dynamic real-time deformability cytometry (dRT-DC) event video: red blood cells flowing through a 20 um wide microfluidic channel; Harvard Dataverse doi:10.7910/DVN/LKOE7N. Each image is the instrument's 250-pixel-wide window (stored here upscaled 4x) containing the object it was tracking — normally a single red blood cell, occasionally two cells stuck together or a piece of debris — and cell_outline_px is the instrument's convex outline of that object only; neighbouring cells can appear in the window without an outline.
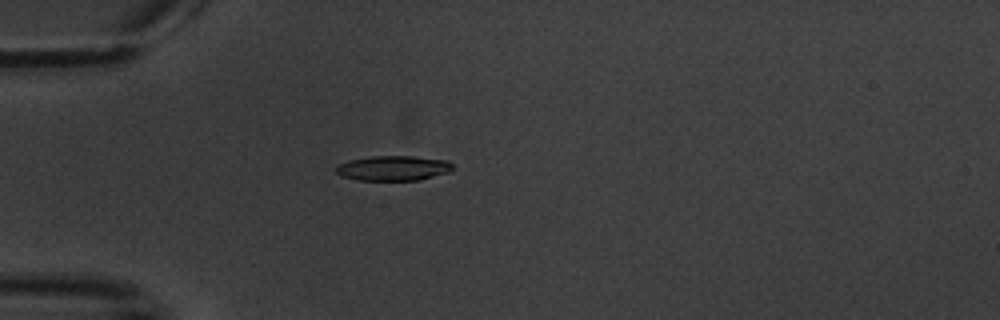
{"species": "common noctule bat (a hibernating species)", "species_latin": "Nyctalus noctula", "temperature_condition": "warm", "stored_images_in_passage": 7, "camera_frame_rate_fps": 3000, "um_per_image_px": 0.085, "animal": {"sex": "male", "body_mass_g": 20.1, "forearm_length_mm": 53.5}, "frame": {"image": 1, "passage_image": 1, "time_ms": 0.0, "image_size_px": [1000, 320], "cell_outline_px": [[452, 168], [448, 172], [416, 180], [360, 180], [340, 176], [336, 172], [336, 164], [352, 160], [372, 156], [412, 156], [448, 160], [452, 164]], "centroid_in_image_um": [33.39, 14.29], "position_along_channel_um": 51.6, "area_um2": 16.76}}
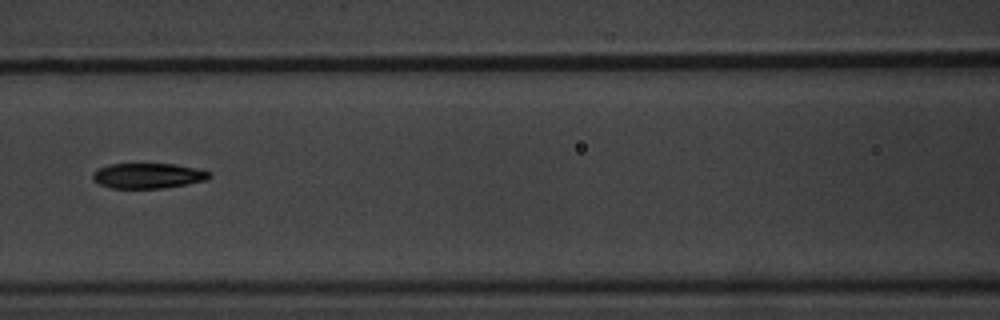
{"frame": {"image": 2, "passage_image": 4, "time_ms": 3.333, "image_size_px": [1000, 320], "cell_outline_px": [[212, 176], [204, 180], [184, 184], [160, 188], [112, 188], [100, 184], [92, 180], [92, 172], [96, 168], [112, 164], [176, 164], [212, 172]], "centroid_in_image_um": [12.53, 14.93], "position_along_channel_um": 154.1, "area_um2": 17.05}}
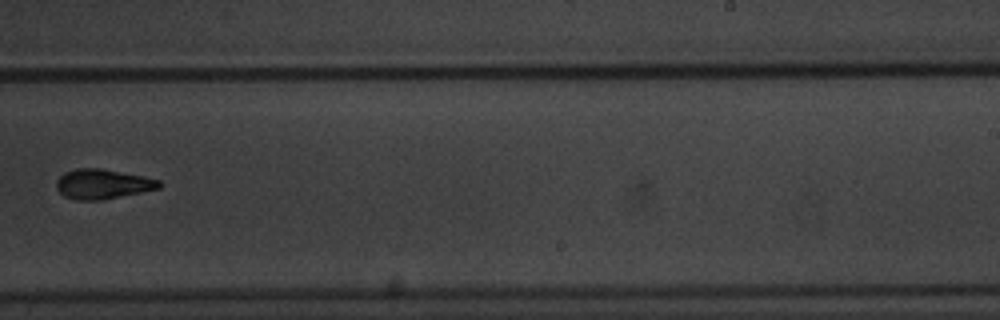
{"frame": {"image": 3, "passage_image": 7, "time_ms": 7.0, "image_size_px": [1000, 320], "cell_outline_px": [[164, 184], [160, 188], [104, 200], [76, 200], [64, 196], [56, 188], [56, 180], [64, 172], [76, 168], [100, 168], [144, 176], [160, 180]], "centroid_in_image_um": [8.73, 15.64], "position_along_channel_um": 280.3, "area_um2": 18.03}}